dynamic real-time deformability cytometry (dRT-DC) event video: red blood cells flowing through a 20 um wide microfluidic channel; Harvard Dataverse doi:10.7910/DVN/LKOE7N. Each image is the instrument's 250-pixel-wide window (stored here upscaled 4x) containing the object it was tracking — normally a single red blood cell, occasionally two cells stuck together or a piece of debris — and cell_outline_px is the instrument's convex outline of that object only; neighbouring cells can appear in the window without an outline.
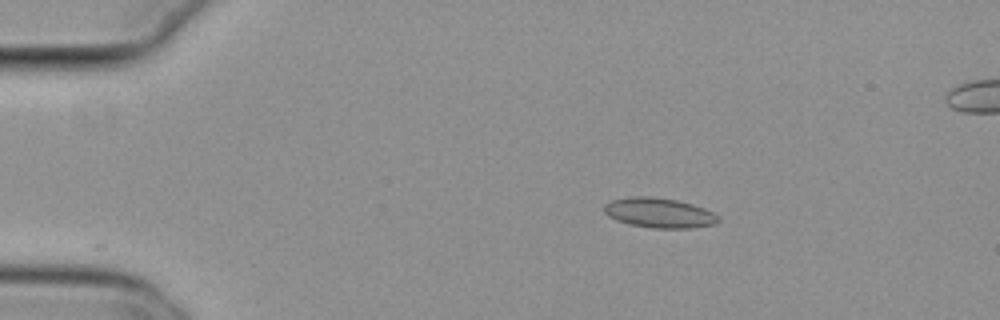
{"species": "common noctule bat (a hibernating species)", "species_latin": "Nyctalus noctula", "temperature_condition": "cold", "stored_images_in_passage": 46, "camera_frame_rate_fps": 3000, "um_per_image_px": 0.085, "animal": {"sex": "female", "body_mass_g": 29.2, "forearm_length_mm": 56.3}, "frame": {"image": 1, "passage_image": 1, "time_ms": 0.0, "image_size_px": [1000, 320], "cell_outline_px": [[720, 220], [716, 224], [692, 228], [652, 228], [628, 224], [616, 220], [608, 216], [604, 212], [604, 204], [612, 200], [628, 196], [652, 196], [676, 200], [692, 204], [704, 208], [720, 216]], "centroid_in_image_um": [56.03, 18.09], "position_along_channel_um": 29.0, "area_um2": 20.11}}
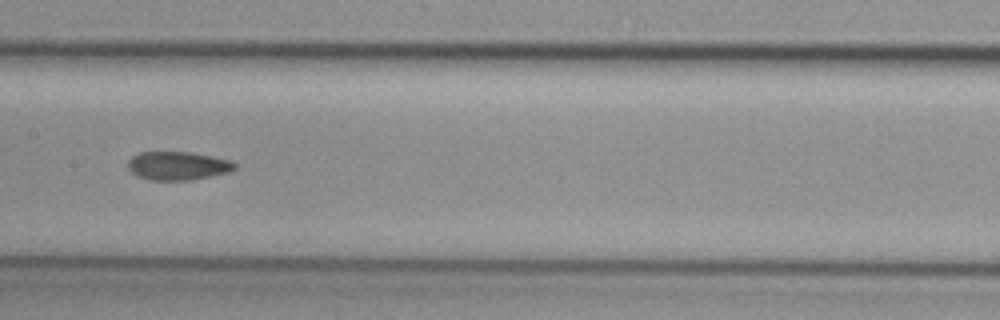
{"frame": {"image": 2, "passage_image": 19, "time_ms": 6.0, "image_size_px": [1000, 320], "cell_outline_px": [[236, 168], [228, 172], [188, 180], [148, 180], [132, 172], [128, 168], [128, 160], [132, 156], [140, 152], [188, 152], [212, 156], [232, 160], [236, 164]], "centroid_in_image_um": [15.11, 14.08], "position_along_channel_um": 192.3, "area_um2": 17.57}}
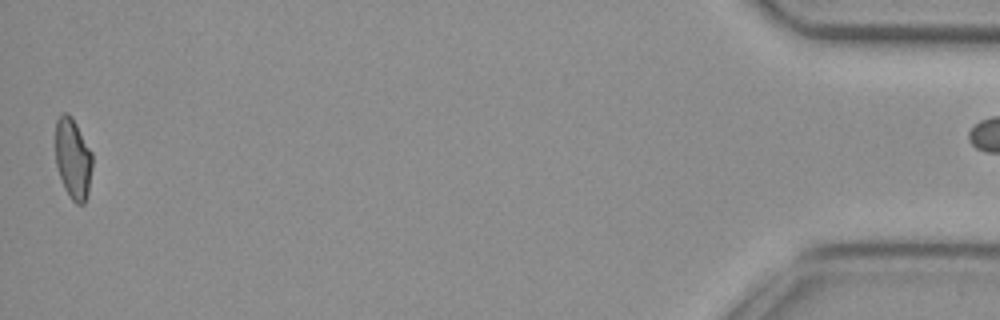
{"frame": {"image": 3, "passage_image": 45, "time_ms": 14.667, "image_size_px": [1000, 320], "cell_outline_px": [[92, 168], [88, 192], [84, 204], [76, 204], [68, 196], [64, 188], [56, 164], [56, 120], [60, 112], [68, 112], [72, 116], [92, 152]], "centroid_in_image_um": [6.2, 13.46], "position_along_channel_um": 429.0, "area_um2": 17.51}}